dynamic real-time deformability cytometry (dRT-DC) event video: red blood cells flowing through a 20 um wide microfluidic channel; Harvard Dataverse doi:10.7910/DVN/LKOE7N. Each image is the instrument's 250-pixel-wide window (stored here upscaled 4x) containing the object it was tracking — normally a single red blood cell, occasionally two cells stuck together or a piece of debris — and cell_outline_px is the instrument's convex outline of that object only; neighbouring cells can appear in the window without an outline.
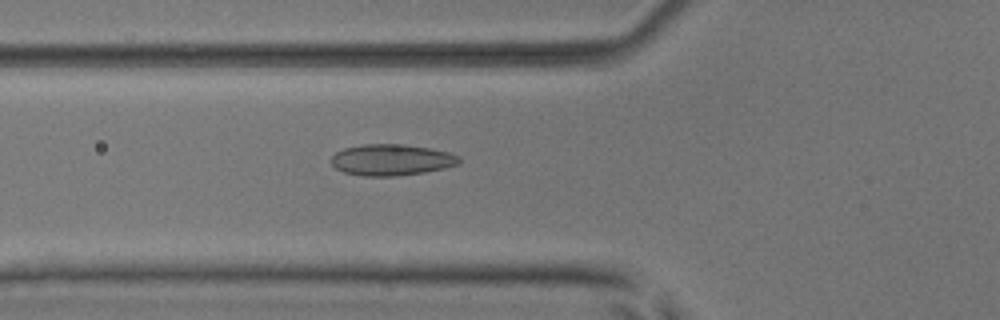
{"species": "common noctule bat (a hibernating species)", "species_latin": "Nyctalus noctula", "temperature_condition": "room temperature", "stored_images_in_passage": 52, "camera_frame_rate_fps": 3000, "um_per_image_px": 0.085, "animal": {"sex": "male", "body_mass_g": 17.9, "forearm_length_mm": 54.2}, "frame": {"image": 1, "passage_image": 19, "time_ms": 6.0, "image_size_px": [1000, 320], "cell_outline_px": [[460, 164], [444, 168], [424, 172], [392, 176], [364, 176], [344, 172], [336, 168], [332, 164], [332, 156], [336, 152], [344, 148], [364, 144], [404, 144], [432, 148], [448, 152], [460, 156]], "centroid_in_image_um": [33.3, 13.58], "position_along_channel_um": 92.5, "area_um2": 23.29}}
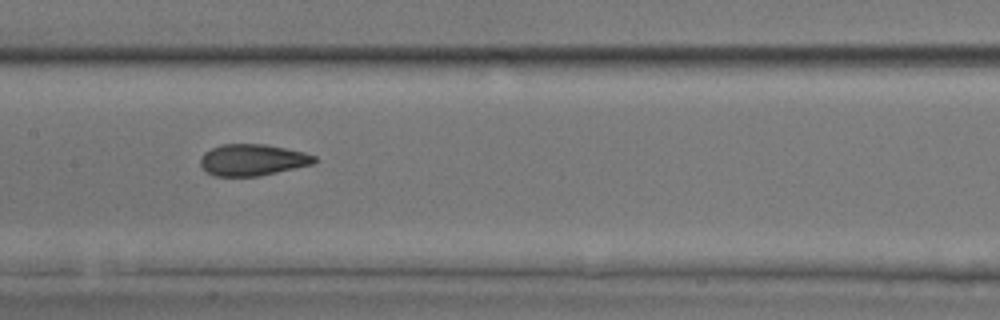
{"frame": {"image": 2, "passage_image": 26, "time_ms": 8.333, "image_size_px": [1000, 320], "cell_outline_px": [[316, 160], [312, 164], [260, 176], [216, 176], [208, 172], [200, 164], [200, 156], [204, 152], [212, 148], [224, 144], [264, 144], [304, 152], [316, 156]], "centroid_in_image_um": [21.45, 13.59], "position_along_channel_um": 185.9, "area_um2": 20.75}}
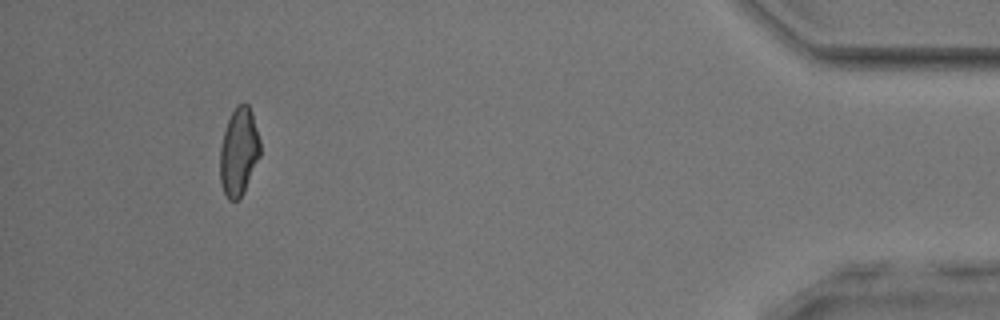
{"frame": {"image": 3, "passage_image": 48, "time_ms": 15.667, "image_size_px": [1000, 320], "cell_outline_px": [[260, 156], [244, 192], [236, 200], [228, 200], [224, 192], [220, 180], [220, 148], [224, 132], [228, 120], [236, 104], [248, 104], [252, 112], [260, 140]], "centroid_in_image_um": [20.3, 12.89], "position_along_channel_um": 414.9, "area_um2": 20.46}, "authors_computed_cell_mechanics": {"area_um2": 21.4727, "velocity_mm_per_s": 3.997, "shape_relaxation_time_tau1_ms": 5.1301, "shape_relaxation_time_tau2_ms": 1.3608, "deformation_change_tau1": 0.1428, "deformation_change_tau2": 0.0726}}